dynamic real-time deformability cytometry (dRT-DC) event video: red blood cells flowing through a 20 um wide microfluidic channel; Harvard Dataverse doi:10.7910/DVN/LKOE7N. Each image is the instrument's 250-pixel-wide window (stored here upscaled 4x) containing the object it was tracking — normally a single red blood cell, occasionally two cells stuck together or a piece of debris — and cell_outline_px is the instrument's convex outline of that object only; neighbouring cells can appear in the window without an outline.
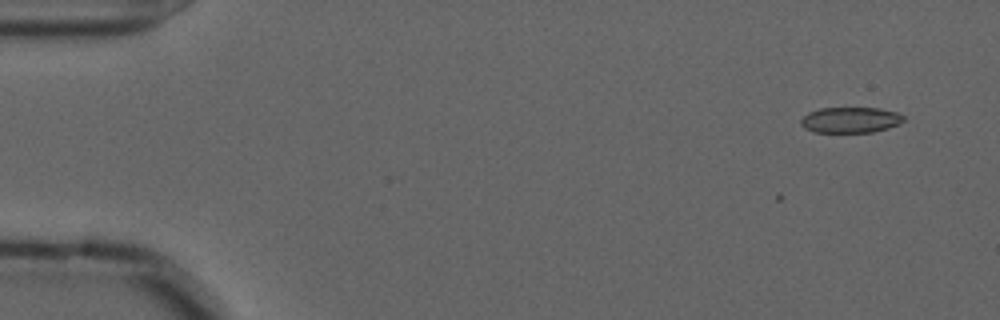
{"species": "common noctule bat (a hibernating species)", "species_latin": "Nyctalus noctula", "temperature_condition": "cold", "stored_images_in_passage": 6, "camera_frame_rate_fps": 3000, "um_per_image_px": 0.085, "animal": {"sex": "male", "forearm_length_mm": 52.5}, "frame": {"image": 1, "passage_image": 2, "time_ms": 0.333, "image_size_px": [1000, 320], "cell_outline_px": [[904, 120], [900, 124], [888, 128], [872, 132], [812, 132], [804, 128], [800, 124], [800, 120], [808, 112], [820, 108], [880, 108], [896, 112], [904, 116]], "centroid_in_image_um": [72.28, 10.19], "position_along_channel_um": 12.7, "area_um2": 15.49}}